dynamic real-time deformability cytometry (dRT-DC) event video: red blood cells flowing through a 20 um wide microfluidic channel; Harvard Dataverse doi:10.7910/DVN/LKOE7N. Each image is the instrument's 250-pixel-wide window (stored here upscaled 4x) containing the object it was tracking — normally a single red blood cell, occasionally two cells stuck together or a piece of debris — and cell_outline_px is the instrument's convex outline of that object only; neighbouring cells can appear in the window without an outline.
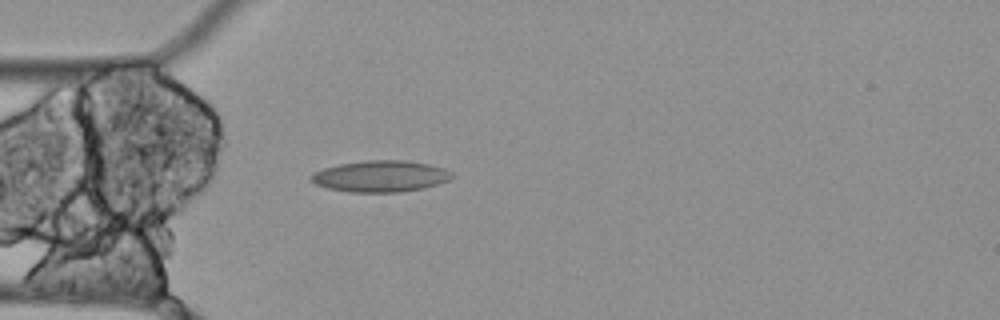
{"species": "Egyptian fruit bat (a non-hibernating species)", "species_latin": "Rousettus aegyptiacus", "temperature_condition": "cold", "stored_images_in_passage": 41, "camera_frame_rate_fps": 3000, "um_per_image_px": 0.085, "animal": {"sex": "female"}, "frame": {"image": 1, "passage_image": 1, "time_ms": 0.0, "image_size_px": [1000, 320], "cell_outline_px": [[456, 176], [448, 180], [424, 188], [400, 192], [348, 192], [328, 188], [316, 184], [308, 180], [308, 176], [312, 172], [324, 168], [340, 164], [364, 160], [404, 160], [428, 164], [444, 168], [452, 172]], "centroid_in_image_um": [32.32, 14.98], "position_along_channel_um": 52.7, "area_um2": 25.95}}
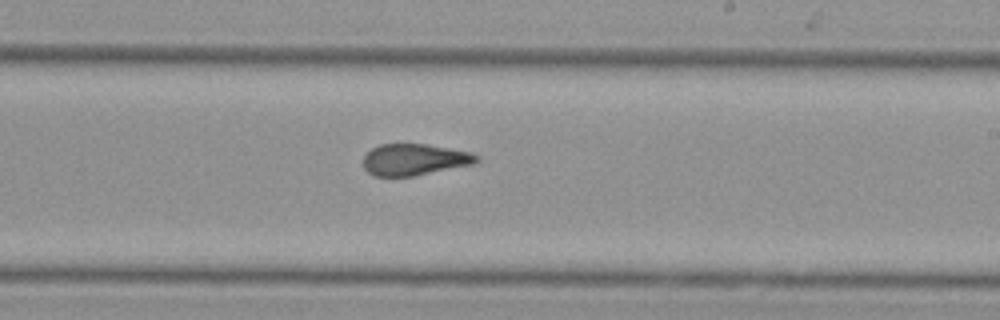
{"frame": {"image": 2, "passage_image": 18, "time_ms": 5.667, "image_size_px": [1000, 320], "cell_outline_px": [[480, 160], [476, 164], [416, 176], [376, 176], [368, 172], [364, 168], [364, 156], [372, 148], [380, 144], [428, 144], [472, 152], [480, 156]], "centroid_in_image_um": [35.3, 13.57], "position_along_channel_um": 253.7, "area_um2": 21.1}}
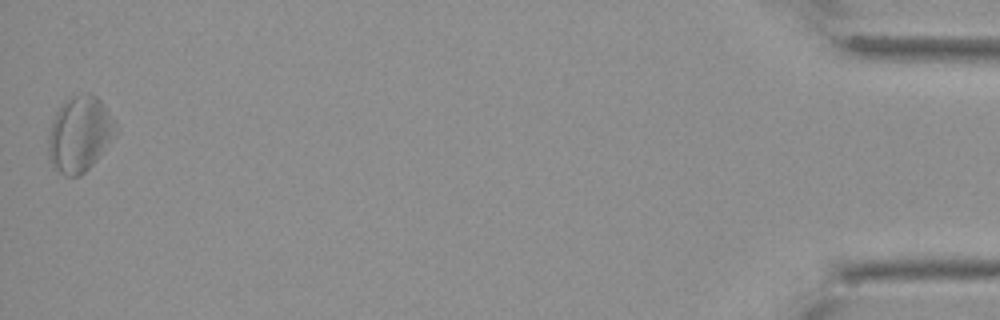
{"frame": {"image": 3, "passage_image": 41, "time_ms": 13.333, "image_size_px": [1000, 320], "cell_outline_px": [[116, 132], [96, 160], [80, 176], [64, 176], [52, 168], [48, 156], [48, 128], [60, 104], [68, 96], [84, 92], [88, 92], [96, 96], [104, 104], [116, 124]], "centroid_in_image_um": [6.71, 11.37], "position_along_channel_um": 428.5, "area_um2": 30.0}, "authors_computed_cell_mechanics": {"area_um2": 22.7154, "velocity_mm_per_s": 3.489, "shape_relaxation_time_tau1_ms": null, "shape_relaxation_time_tau2_ms": 5.1425, "deformation_change_tau1": null, "deformation_change_tau2": 0.1096}}